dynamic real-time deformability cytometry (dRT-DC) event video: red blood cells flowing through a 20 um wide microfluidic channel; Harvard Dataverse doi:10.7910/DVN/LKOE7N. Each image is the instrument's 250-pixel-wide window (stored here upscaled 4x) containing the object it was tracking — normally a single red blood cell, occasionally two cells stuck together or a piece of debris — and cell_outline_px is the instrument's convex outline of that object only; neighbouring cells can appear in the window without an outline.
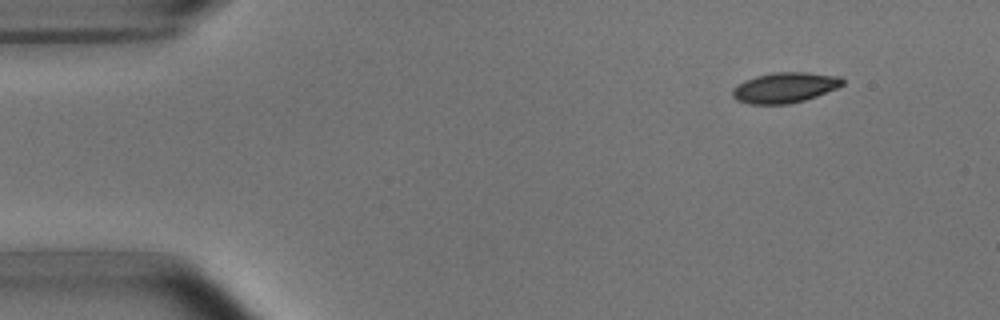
{"species": "common noctule bat (a hibernating species)", "species_latin": "Nyctalus noctula", "temperature_condition": "room temperature", "stored_images_in_passage": 4, "camera_frame_rate_fps": 3000, "um_per_image_px": 0.085, "animal": {"sex": "male", "body_mass_g": 15.6}, "frame": {"image": 1, "passage_image": 1, "time_ms": 0.0, "image_size_px": [1000, 320], "cell_outline_px": [[844, 84], [836, 88], [816, 96], [804, 100], [788, 104], [748, 104], [736, 100], [732, 96], [732, 88], [744, 80], [756, 76], [772, 72], [808, 72], [840, 76], [844, 80]], "centroid_in_image_um": [66.68, 7.44], "position_along_channel_um": 18.3, "area_um2": 19.59}}